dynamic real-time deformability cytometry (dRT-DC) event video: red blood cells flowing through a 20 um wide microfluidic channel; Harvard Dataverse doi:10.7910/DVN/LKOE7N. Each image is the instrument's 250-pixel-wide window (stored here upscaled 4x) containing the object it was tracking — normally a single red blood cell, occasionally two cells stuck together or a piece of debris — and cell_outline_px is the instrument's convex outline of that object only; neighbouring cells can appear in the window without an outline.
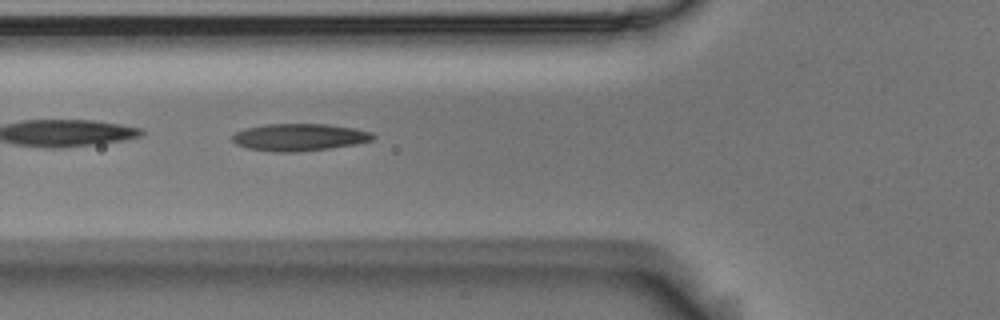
{"species": "Egyptian fruit bat (a non-hibernating species)", "species_latin": "Rousettus aegyptiacus", "temperature_condition": "room temperature", "stored_images_in_passage": 3, "camera_frame_rate_fps": 3000, "um_per_image_px": 0.085, "animal": {"sex": "male"}, "frame": {"image": 1, "passage_image": 2, "time_ms": 0.333, "image_size_px": [1000, 320], "cell_outline_px": [[376, 136], [372, 140], [356, 144], [328, 148], [296, 152], [276, 152], [248, 148], [236, 144], [232, 140], [232, 136], [236, 132], [244, 128], [264, 124], [328, 124], [352, 128], [372, 132]], "centroid_in_image_um": [25.43, 11.66], "position_along_channel_um": 100.4, "area_um2": 22.25}}